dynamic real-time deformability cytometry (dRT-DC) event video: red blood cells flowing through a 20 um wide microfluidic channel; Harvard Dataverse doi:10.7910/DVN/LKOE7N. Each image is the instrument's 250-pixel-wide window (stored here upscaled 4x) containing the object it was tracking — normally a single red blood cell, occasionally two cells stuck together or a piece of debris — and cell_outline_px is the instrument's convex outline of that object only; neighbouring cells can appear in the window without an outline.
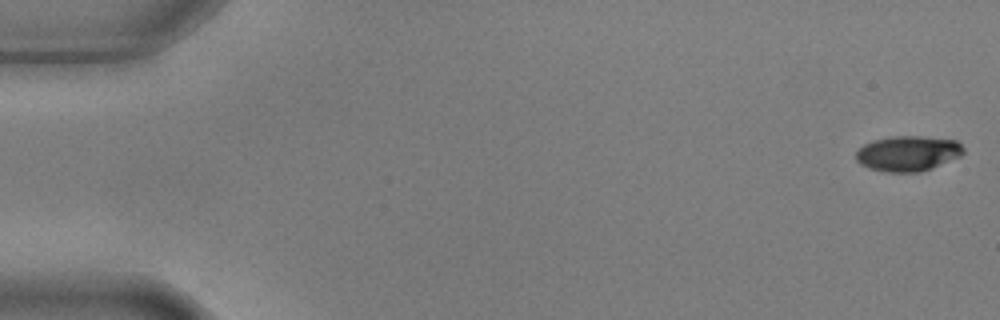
{"species": "common noctule bat (a hibernating species)", "species_latin": "Nyctalus noctula", "temperature_condition": "warm", "stored_images_in_passage": 3, "camera_frame_rate_fps": 3000, "um_per_image_px": 0.085, "animal": {"sex": "male", "body_mass_g": 17.9, "forearm_length_mm": 54.2}, "frame": {"image": 1, "passage_image": 1, "time_ms": 0.0, "image_size_px": [1000, 320], "cell_outline_px": [[964, 152], [960, 156], [932, 168], [920, 172], [888, 172], [868, 168], [860, 164], [856, 160], [856, 152], [864, 144], [872, 140], [896, 136], [920, 136], [956, 140], [964, 148]], "centroid_in_image_um": [77.16, 13.04], "position_along_channel_um": 7.8, "area_um2": 22.08}}
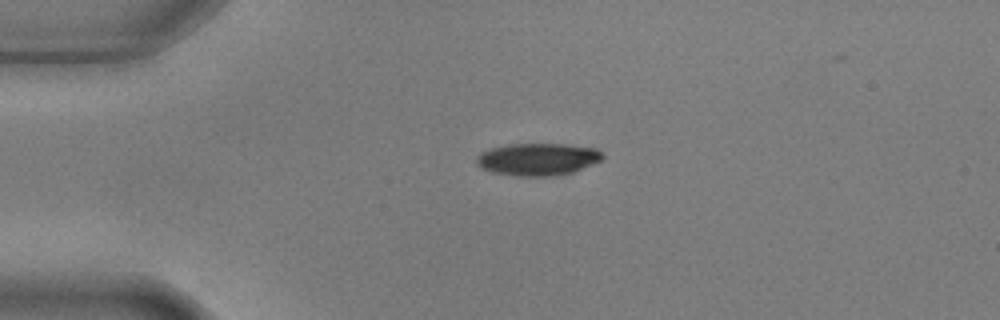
{"frame": {"image": 2, "passage_image": 3, "time_ms": 0.667, "image_size_px": [1000, 320], "cell_outline_px": [[604, 156], [600, 160], [592, 164], [572, 172], [556, 176], [520, 176], [492, 172], [480, 168], [476, 164], [476, 156], [480, 152], [492, 148], [508, 144], [564, 144], [596, 148]], "centroid_in_image_um": [45.67, 13.54], "position_along_channel_um": 39.3, "area_um2": 23.7}}